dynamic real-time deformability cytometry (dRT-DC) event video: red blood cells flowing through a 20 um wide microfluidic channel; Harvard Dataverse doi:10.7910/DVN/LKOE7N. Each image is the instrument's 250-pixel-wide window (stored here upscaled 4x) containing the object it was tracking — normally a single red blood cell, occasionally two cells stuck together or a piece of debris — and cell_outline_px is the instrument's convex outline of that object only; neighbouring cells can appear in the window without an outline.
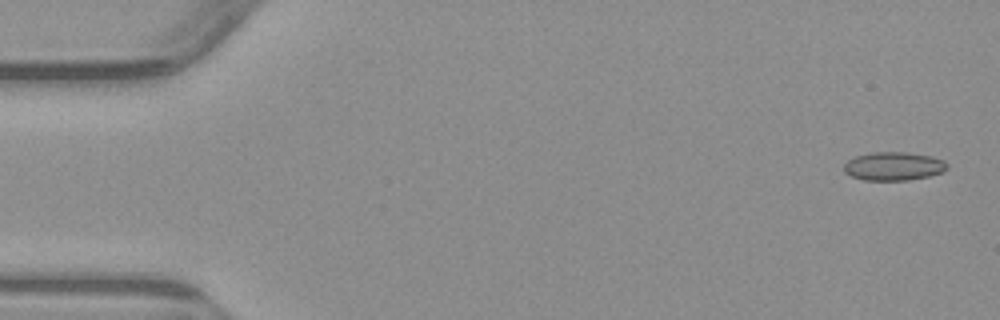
{"species": "common noctule bat (a hibernating species)", "species_latin": "Nyctalus noctula", "temperature_condition": "warm", "stored_images_in_passage": 5, "camera_frame_rate_fps": 3000, "um_per_image_px": 0.085, "animal": {"sex": "male", "body_mass_g": 23.1, "forearm_length_mm": 52.7}, "frame": {"image": 1, "passage_image": 1, "time_ms": 0.0, "image_size_px": [1000, 320], "cell_outline_px": [[948, 168], [944, 172], [928, 176], [908, 180], [864, 180], [852, 176], [844, 172], [844, 164], [848, 160], [856, 156], [872, 152], [908, 152], [932, 156], [944, 160], [948, 164]], "centroid_in_image_um": [75.99, 14.12], "position_along_channel_um": 9.0, "area_um2": 17.22}}
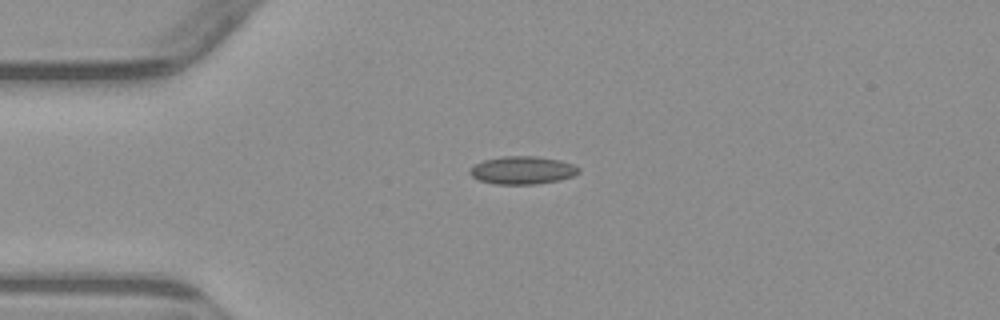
{"frame": {"image": 2, "passage_image": 4, "time_ms": 3.667, "image_size_px": [1000, 320], "cell_outline_px": [[580, 172], [572, 176], [560, 180], [532, 184], [496, 184], [480, 180], [472, 176], [468, 172], [468, 168], [484, 160], [504, 156], [536, 156], [560, 160], [572, 164], [580, 168]], "centroid_in_image_um": [44.4, 14.46], "position_along_channel_um": 40.6, "area_um2": 17.63}}